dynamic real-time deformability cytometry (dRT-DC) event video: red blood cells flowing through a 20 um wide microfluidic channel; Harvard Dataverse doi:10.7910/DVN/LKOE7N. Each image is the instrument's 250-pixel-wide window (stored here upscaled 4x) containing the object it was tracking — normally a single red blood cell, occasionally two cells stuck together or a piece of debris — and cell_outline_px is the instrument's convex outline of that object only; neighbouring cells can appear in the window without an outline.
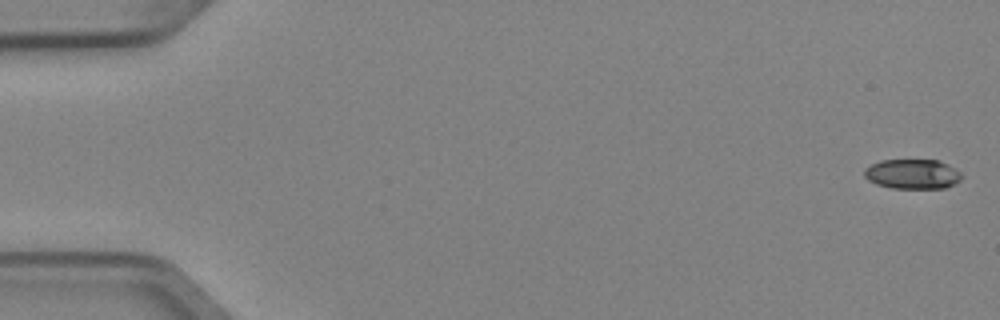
{"species": "Egyptian fruit bat (a non-hibernating species)", "species_latin": "Rousettus aegyptiacus", "temperature_condition": "cold", "stored_images_in_passage": 5, "camera_frame_rate_fps": 3000, "um_per_image_px": 0.085, "animal": {"sex": "female"}, "frame": {"image": 1, "passage_image": 1, "time_ms": 0.0, "image_size_px": [1000, 320], "cell_outline_px": [[964, 176], [960, 180], [944, 188], [892, 188], [876, 184], [868, 180], [864, 176], [864, 168], [880, 160], [940, 160], [956, 168]], "centroid_in_image_um": [77.56, 14.78], "position_along_channel_um": 7.4, "area_um2": 16.99}}
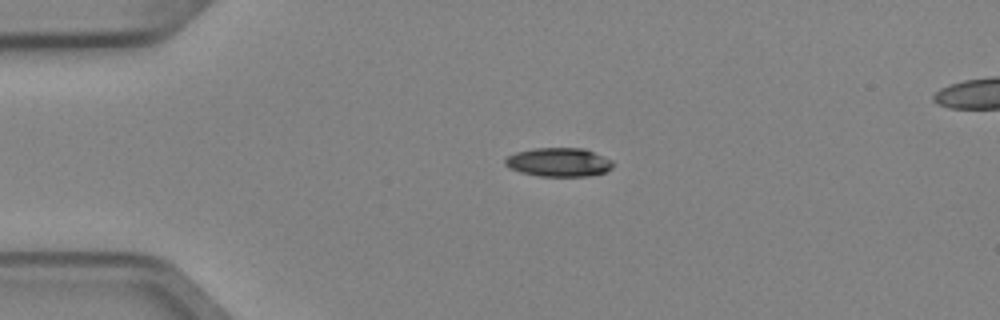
{"frame": {"image": 2, "passage_image": 4, "time_ms": 1.0, "image_size_px": [1000, 320], "cell_outline_px": [[616, 164], [612, 168], [604, 172], [588, 176], [540, 176], [520, 172], [508, 168], [504, 164], [504, 160], [508, 156], [516, 152], [532, 148], [584, 148], [612, 160]], "centroid_in_image_um": [47.49, 13.78], "position_along_channel_um": 37.5, "area_um2": 18.21}}